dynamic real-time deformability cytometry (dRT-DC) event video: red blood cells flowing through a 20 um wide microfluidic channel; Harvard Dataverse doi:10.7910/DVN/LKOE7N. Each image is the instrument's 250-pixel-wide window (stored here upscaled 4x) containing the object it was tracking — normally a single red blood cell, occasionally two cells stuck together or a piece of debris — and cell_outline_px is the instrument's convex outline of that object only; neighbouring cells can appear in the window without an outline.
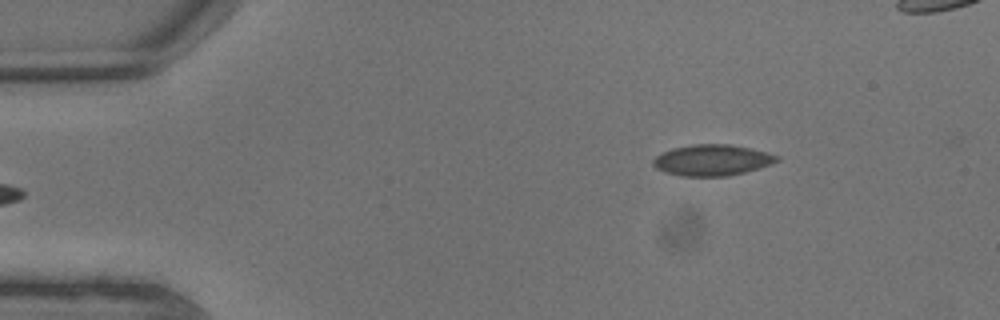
{"species": "common noctule bat (a hibernating species)", "species_latin": "Nyctalus noctula", "temperature_condition": "warm", "stored_images_in_passage": 7, "segment_of_instrument_passage": [2, 2], "camera_frame_rate_fps": 3000, "um_per_image_px": 0.085, "animal": {"sex": "male", "body_mass_g": 13.3}, "frame": {"image": 1, "passage_image": 7, "time_ms": 2.0, "image_size_px": [1000, 320], "cell_outline_px": [[780, 160], [772, 164], [744, 172], [728, 176], [680, 176], [664, 172], [656, 168], [652, 164], [652, 160], [656, 156], [672, 148], [692, 144], [728, 144], [748, 148], [780, 156]], "centroid_in_image_um": [60.51, 13.61], "position_along_channel_um": 24.5, "area_um2": 22.31}}